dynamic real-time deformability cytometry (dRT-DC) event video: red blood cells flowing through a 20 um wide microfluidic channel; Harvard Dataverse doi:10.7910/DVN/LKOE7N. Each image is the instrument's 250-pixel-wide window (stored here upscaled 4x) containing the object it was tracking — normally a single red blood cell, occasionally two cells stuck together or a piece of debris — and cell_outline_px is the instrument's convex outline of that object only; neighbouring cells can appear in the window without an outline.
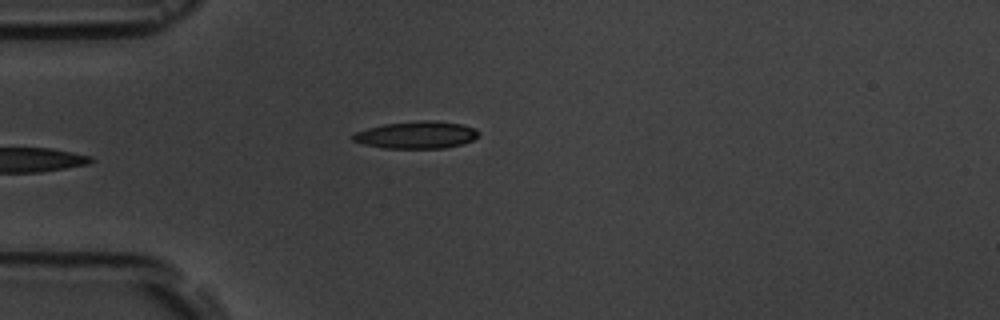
{"species": "common noctule bat (a hibernating species)", "species_latin": "Nyctalus noctula", "temperature_condition": "room temperature", "stored_images_in_passage": 6, "camera_frame_rate_fps": 3000, "um_per_image_px": 0.085, "animal": {"sex": "male", "body_mass_g": 19.5, "forearm_length_mm": 54.6}, "frame": {"image": 1, "passage_image": 5, "time_ms": 5.333, "image_size_px": [1000, 320], "cell_outline_px": [[480, 132], [472, 140], [464, 144], [444, 148], [384, 148], [364, 144], [352, 140], [352, 136], [356, 132], [368, 128], [384, 124], [420, 120], [436, 120], [460, 124], [476, 128]], "centroid_in_image_um": [35.43, 11.46], "position_along_channel_um": 49.6, "area_um2": 19.94}}